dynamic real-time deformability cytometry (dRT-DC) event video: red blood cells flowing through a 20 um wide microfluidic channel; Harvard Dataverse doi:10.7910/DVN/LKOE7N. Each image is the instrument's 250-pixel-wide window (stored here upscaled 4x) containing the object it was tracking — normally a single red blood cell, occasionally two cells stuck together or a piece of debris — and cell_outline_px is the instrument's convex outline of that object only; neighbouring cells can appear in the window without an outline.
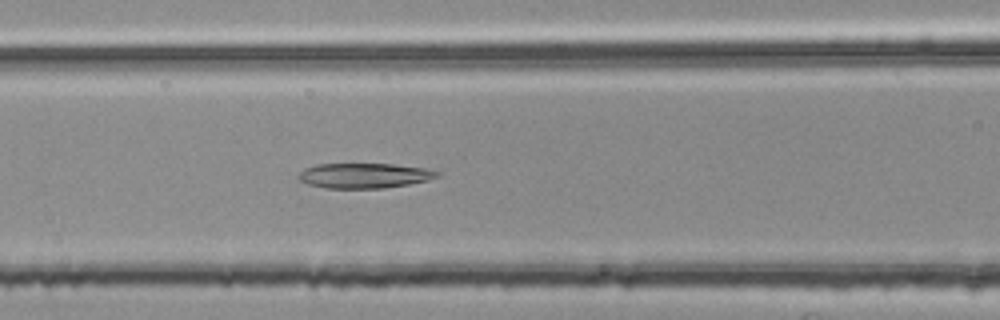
{"species": "common noctule bat (a hibernating species)", "species_latin": "Nyctalus noctula", "temperature_condition": "room temperature", "stored_images_in_passage": 54, "segment_of_instrument_passage": [2, 2], "camera_frame_rate_fps": 3000, "um_per_image_px": 0.085, "animal": {"sex": "female", "body_mass_g": 25.1}, "frame": {"image": 1, "passage_image": 23, "time_ms": 7.333, "image_size_px": [1000, 320], "cell_outline_px": [[440, 176], [428, 180], [408, 184], [380, 188], [324, 188], [308, 184], [300, 180], [296, 176], [304, 168], [316, 164], [392, 164], [424, 168], [440, 172]], "centroid_in_image_um": [30.93, 14.92], "position_along_channel_um": 135.7, "area_um2": 20.17}}
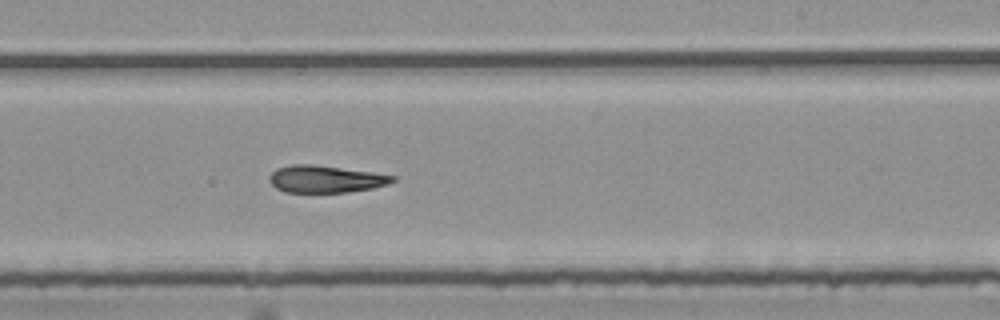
{"frame": {"image": 2, "passage_image": 33, "time_ms": 10.667, "image_size_px": [1000, 320], "cell_outline_px": [[396, 180], [388, 184], [372, 188], [348, 192], [284, 192], [276, 188], [268, 180], [268, 176], [276, 168], [292, 164], [312, 164], [372, 172], [396, 176]], "centroid_in_image_um": [27.65, 15.21], "position_along_channel_um": 261.4, "area_um2": 19.54}}
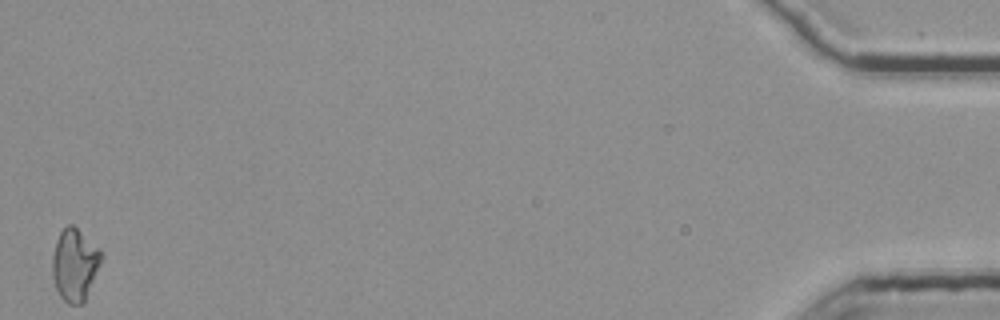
{"frame": {"image": 3, "passage_image": 54, "time_ms": 17.667, "image_size_px": [1000, 320], "cell_outline_px": [[104, 256], [84, 304], [68, 304], [60, 296], [56, 288], [52, 276], [52, 256], [56, 240], [60, 232], [68, 224], [72, 224], [100, 248]], "centroid_in_image_um": [6.37, 22.51], "position_along_channel_um": 428.8, "area_um2": 20.87}}